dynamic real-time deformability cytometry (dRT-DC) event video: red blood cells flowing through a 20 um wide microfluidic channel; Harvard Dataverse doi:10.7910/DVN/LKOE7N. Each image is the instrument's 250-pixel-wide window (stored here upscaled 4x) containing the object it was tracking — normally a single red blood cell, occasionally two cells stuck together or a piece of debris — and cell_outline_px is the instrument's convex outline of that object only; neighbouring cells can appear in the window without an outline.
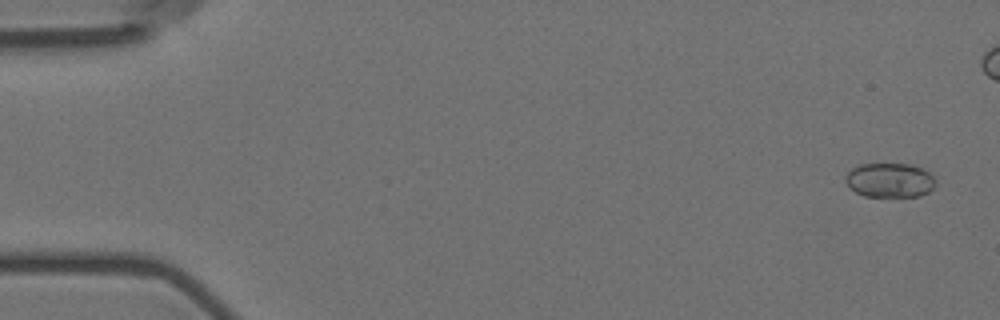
{"species": "Egyptian fruit bat (a non-hibernating species)", "species_latin": "Rousettus aegyptiacus", "temperature_condition": "room temperature", "stored_images_in_passage": 50, "camera_frame_rate_fps": 3000, "um_per_image_px": 0.085, "animal": {"sex": "female"}, "frame": {"image": 1, "passage_image": 3, "time_ms": 0.667, "image_size_px": [1000, 320], "cell_outline_px": [[936, 184], [928, 192], [920, 196], [864, 196], [848, 188], [844, 180], [844, 176], [852, 168], [860, 164], [908, 164], [920, 168], [936, 176]], "centroid_in_image_um": [75.61, 15.32], "position_along_channel_um": 9.4, "area_um2": 18.21}}
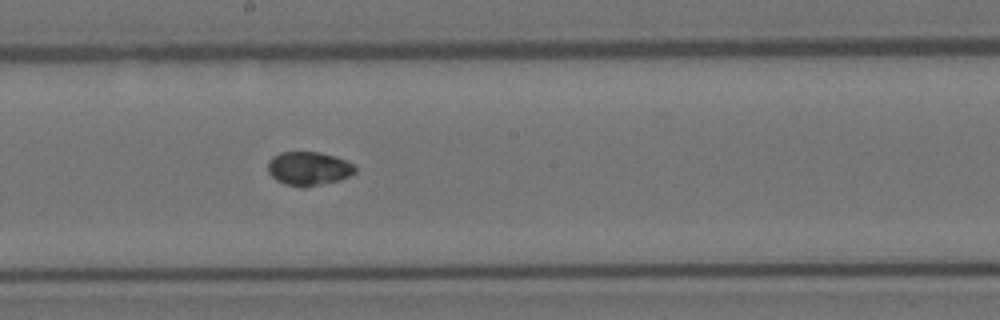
{"frame": {"image": 2, "passage_image": 32, "time_ms": 10.333, "image_size_px": [1000, 320], "cell_outline_px": [[356, 172], [340, 180], [304, 188], [300, 188], [284, 184], [276, 180], [268, 172], [268, 160], [272, 156], [280, 152], [320, 152], [336, 156], [352, 164], [356, 168]], "centroid_in_image_um": [26.21, 14.33], "position_along_channel_um": 222.0, "area_um2": 17.34}}
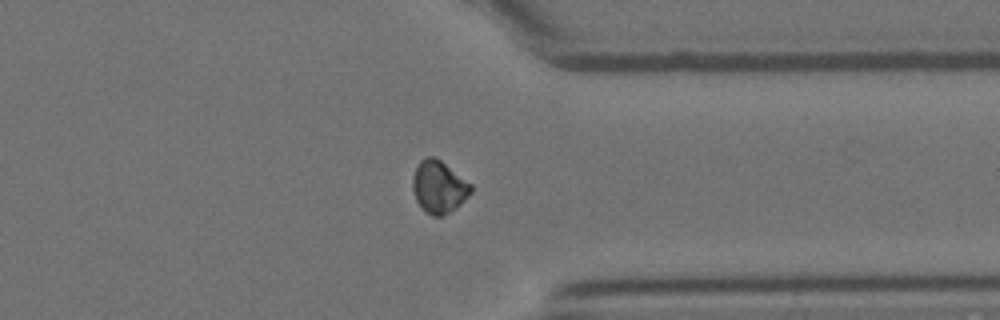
{"frame": {"image": 3, "passage_image": 45, "time_ms": 14.667, "image_size_px": [1000, 320], "cell_outline_px": [[472, 192], [460, 204], [444, 216], [432, 216], [424, 212], [416, 200], [412, 188], [412, 176], [420, 160], [428, 156], [432, 156], [440, 160], [472, 184]], "centroid_in_image_um": [37.29, 15.9], "position_along_channel_um": 374.1, "area_um2": 17.8}}